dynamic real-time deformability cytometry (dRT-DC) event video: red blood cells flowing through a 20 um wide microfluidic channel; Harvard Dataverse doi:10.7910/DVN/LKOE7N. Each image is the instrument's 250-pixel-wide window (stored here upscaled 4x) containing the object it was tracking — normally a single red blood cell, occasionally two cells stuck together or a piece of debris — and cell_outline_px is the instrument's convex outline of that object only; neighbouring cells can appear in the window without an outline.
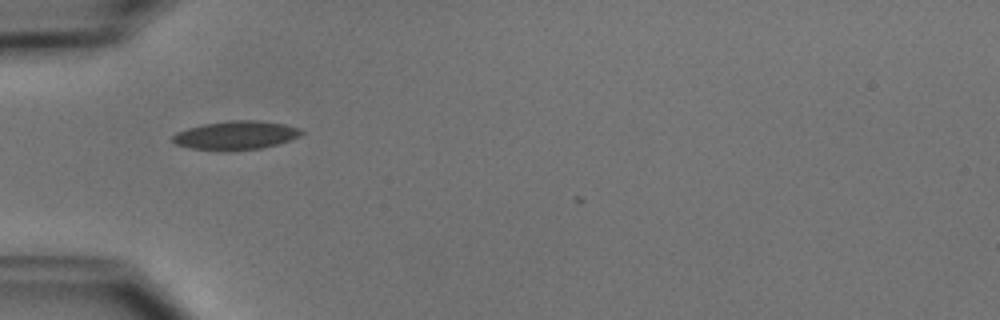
{"species": "common noctule bat (a hibernating species)", "species_latin": "Nyctalus noctula", "temperature_condition": "cold", "stored_images_in_passage": 38, "camera_frame_rate_fps": 3000, "um_per_image_px": 0.085, "animal": {"sex": "male", "body_mass_g": 15.6}, "frame": {"image": 1, "passage_image": 3, "time_ms": 0.667, "image_size_px": [1000, 320], "cell_outline_px": [[304, 132], [300, 136], [276, 144], [260, 148], [188, 148], [176, 144], [172, 140], [172, 136], [176, 132], [188, 128], [204, 124], [232, 120], [256, 120], [284, 124], [300, 128]], "centroid_in_image_um": [20.06, 11.45], "position_along_channel_um": 64.9, "area_um2": 20.58}}
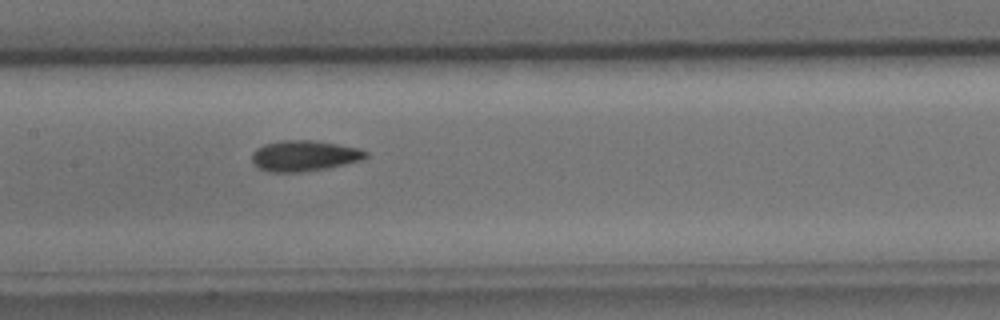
{"frame": {"image": 2, "passage_image": 12, "time_ms": 3.667, "image_size_px": [1000, 320], "cell_outline_px": [[368, 156], [364, 160], [328, 168], [300, 172], [268, 172], [260, 168], [252, 160], [252, 152], [256, 148], [264, 144], [280, 140], [312, 140], [360, 148], [368, 152]], "centroid_in_image_um": [25.89, 13.24], "position_along_channel_um": 181.5, "area_um2": 20.52}}
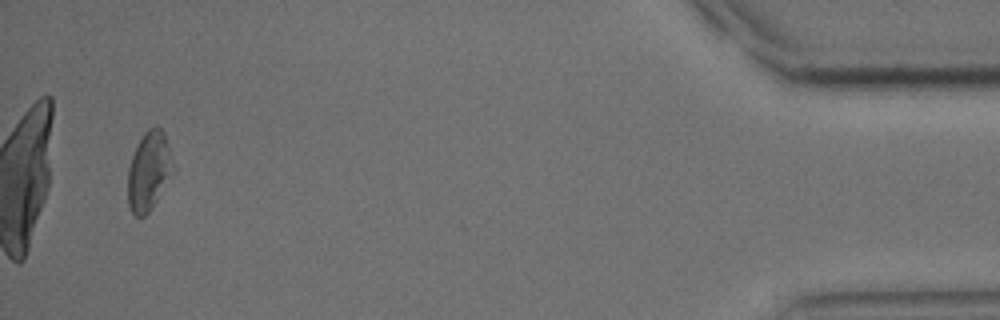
{"frame": {"image": 3, "passage_image": 36, "time_ms": 11.667, "image_size_px": [1000, 320], "cell_outline_px": [[172, 172], [152, 208], [144, 216], [136, 216], [132, 212], [128, 204], [128, 168], [132, 156], [144, 132], [148, 128], [156, 124], [164, 132], [168, 148]], "centroid_in_image_um": [12.61, 14.53], "position_along_channel_um": 422.6, "area_um2": 20.11}, "authors_computed_cell_mechanics": {"area_um2": 19.9699, "velocity_mm_per_s": 3.9154, "shape_relaxation_time_tau1_ms": 5.3352, "shape_relaxation_time_tau2_ms": 3.1053, "deformation_change_tau1": 0.1315, "deformation_change_tau2": 0.0907}}